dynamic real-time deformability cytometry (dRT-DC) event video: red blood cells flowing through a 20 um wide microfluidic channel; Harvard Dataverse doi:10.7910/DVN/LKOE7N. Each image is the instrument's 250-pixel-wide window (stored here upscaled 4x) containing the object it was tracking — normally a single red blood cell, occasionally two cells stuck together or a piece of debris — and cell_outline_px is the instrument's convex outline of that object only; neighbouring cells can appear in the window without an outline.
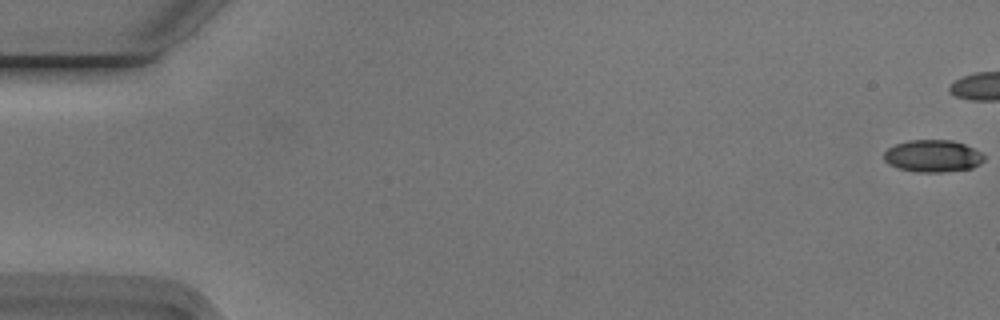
{"species": "Egyptian fruit bat (a non-hibernating species)", "species_latin": "Rousettus aegyptiacus", "temperature_condition": "cold", "stored_images_in_passage": 35, "camera_frame_rate_fps": 3000, "um_per_image_px": 0.085, "animal": {"sex": "male"}, "frame": {"image": 1, "passage_image": 1, "time_ms": 0.0, "image_size_px": [1000, 320], "cell_outline_px": [[984, 160], [980, 164], [972, 168], [944, 172], [920, 172], [900, 168], [888, 164], [884, 160], [884, 152], [888, 148], [896, 144], [908, 140], [952, 140], [964, 144], [980, 152], [984, 156]], "centroid_in_image_um": [79.28, 13.26], "position_along_channel_um": 5.7, "area_um2": 18.67}}
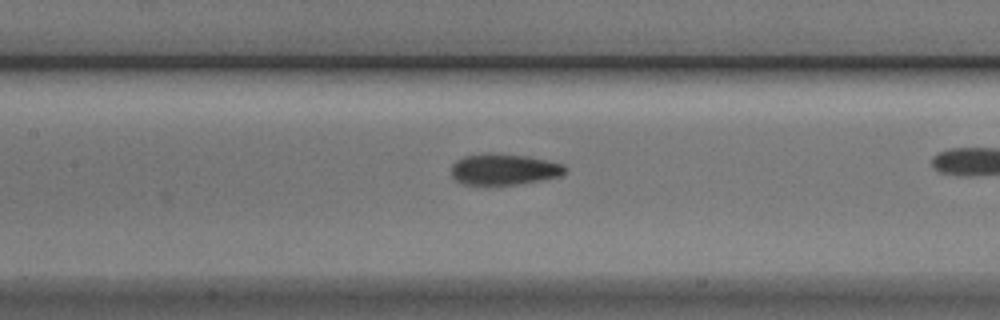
{"frame": {"image": 2, "passage_image": 26, "time_ms": 8.333, "image_size_px": [1000, 320], "cell_outline_px": [[568, 172], [560, 176], [540, 180], [492, 188], [464, 184], [456, 180], [452, 176], [452, 164], [456, 160], [464, 156], [488, 152], [492, 152], [528, 156], [548, 160], [564, 164], [568, 168]], "centroid_in_image_um": [42.83, 14.42], "position_along_channel_um": 164.6, "area_um2": 21.56}}
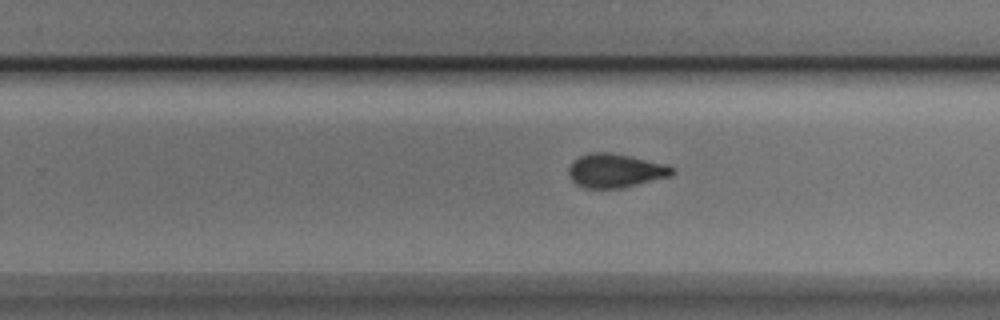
{"frame": {"image": 3, "passage_image": 35, "time_ms": 11.333, "image_size_px": [1000, 320], "cell_outline_px": [[676, 172], [672, 176], [620, 188], [584, 188], [576, 184], [568, 176], [568, 168], [572, 160], [580, 156], [592, 152], [608, 152], [668, 164], [676, 168]], "centroid_in_image_um": [52.32, 14.5], "position_along_channel_um": 277.5, "area_um2": 20.58}}